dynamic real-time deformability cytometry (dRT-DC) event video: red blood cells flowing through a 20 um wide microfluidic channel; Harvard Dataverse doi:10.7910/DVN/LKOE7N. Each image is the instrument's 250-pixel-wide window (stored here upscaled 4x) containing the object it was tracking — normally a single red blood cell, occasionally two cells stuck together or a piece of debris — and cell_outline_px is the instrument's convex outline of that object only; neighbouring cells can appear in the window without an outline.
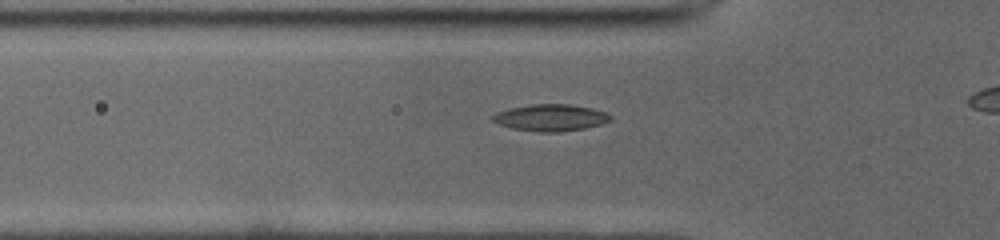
{"species": "common noctule bat (a hibernating species)", "species_latin": "Nyctalus noctula", "temperature_condition": "cold", "stored_images_in_passage": 27, "camera_frame_rate_fps": 3000, "um_per_image_px": 0.085, "animal": {"sex": "male", "body_mass_g": 19.0, "forearm_length_mm": 50.8}, "frame": {"image": 1, "passage_image": 12, "time_ms": 3.667, "image_size_px": [1000, 240], "cell_outline_px": [[612, 120], [600, 124], [584, 128], [560, 132], [540, 132], [512, 128], [500, 124], [492, 120], [492, 116], [496, 112], [508, 108], [532, 104], [572, 104], [592, 108], [604, 112], [612, 116]], "centroid_in_image_um": [46.8, 9.99], "position_along_channel_um": 79.0, "area_um2": 18.32}}
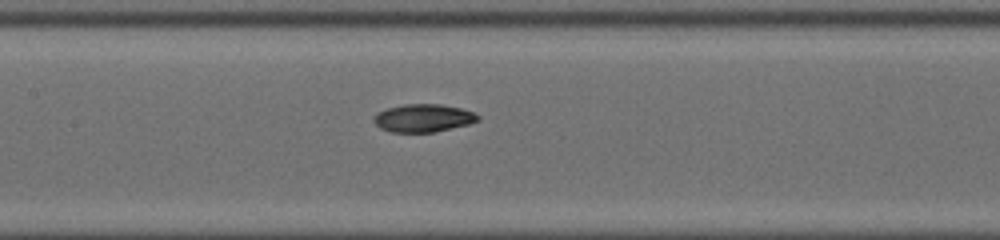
{"frame": {"image": 2, "passage_image": 19, "time_ms": 6.0, "image_size_px": [1000, 240], "cell_outline_px": [[480, 120], [468, 124], [432, 132], [392, 132], [380, 128], [372, 120], [380, 112], [388, 108], [404, 104], [440, 104], [460, 108], [476, 112], [480, 116]], "centroid_in_image_um": [36.02, 10.03], "position_along_channel_um": 171.4, "area_um2": 16.76}}
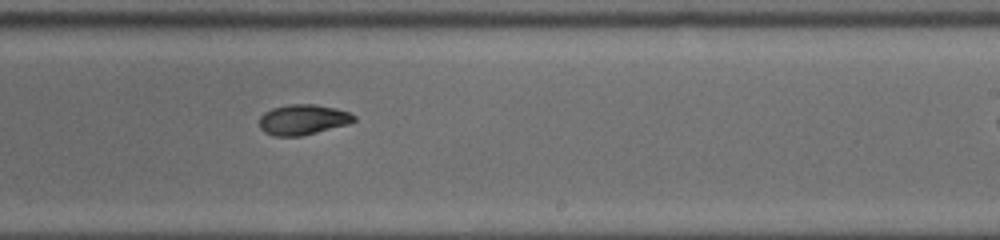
{"frame": {"image": 3, "passage_image": 26, "time_ms": 8.333, "image_size_px": [1000, 240], "cell_outline_px": [[356, 120], [348, 124], [300, 136], [276, 136], [264, 132], [260, 128], [260, 116], [264, 112], [272, 108], [288, 104], [316, 104], [336, 108], [348, 112], [356, 116]], "centroid_in_image_um": [25.74, 10.16], "position_along_channel_um": 263.3, "area_um2": 16.7}}